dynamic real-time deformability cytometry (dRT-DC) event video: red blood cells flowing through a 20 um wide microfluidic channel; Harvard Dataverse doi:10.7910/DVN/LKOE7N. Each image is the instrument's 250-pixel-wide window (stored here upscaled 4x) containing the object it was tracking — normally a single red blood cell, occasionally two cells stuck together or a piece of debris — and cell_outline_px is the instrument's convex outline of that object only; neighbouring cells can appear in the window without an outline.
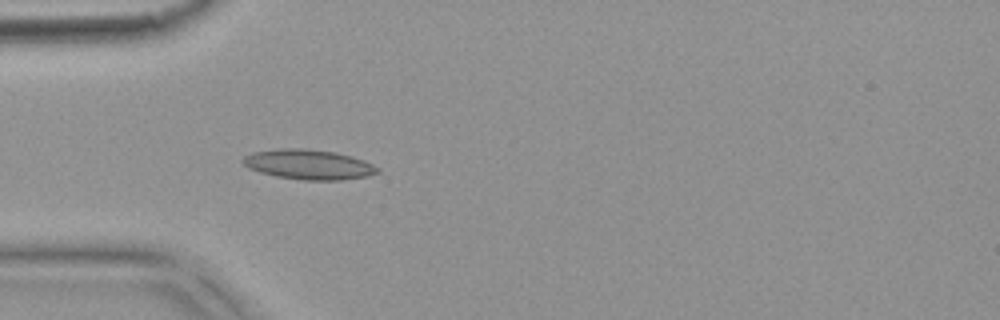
{"species": "common noctule bat (a hibernating species)", "species_latin": "Nyctalus noctula", "temperature_condition": "warm", "stored_images_in_passage": 5, "camera_frame_rate_fps": 3000, "um_per_image_px": 0.085, "animal": {"sex": "female", "body_mass_g": 18.4}, "frame": {"image": 1, "passage_image": 5, "time_ms": 1.333, "image_size_px": [1000, 320], "cell_outline_px": [[380, 172], [368, 176], [340, 180], [300, 180], [276, 176], [260, 172], [248, 168], [240, 160], [244, 156], [252, 152], [276, 148], [304, 148], [336, 152], [352, 156], [364, 160], [380, 168]], "centroid_in_image_um": [26.23, 13.97], "position_along_channel_um": 58.8, "area_um2": 23.76}}